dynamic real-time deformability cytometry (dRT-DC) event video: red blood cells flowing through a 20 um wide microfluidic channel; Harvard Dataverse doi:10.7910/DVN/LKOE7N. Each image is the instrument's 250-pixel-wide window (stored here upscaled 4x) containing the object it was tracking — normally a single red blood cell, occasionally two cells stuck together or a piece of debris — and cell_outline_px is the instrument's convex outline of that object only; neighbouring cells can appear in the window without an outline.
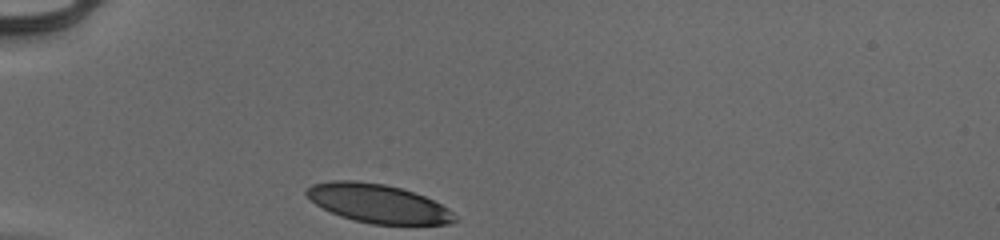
{"species": "human", "species_latin": "Homo sapiens", "temperature_condition": "cold", "stored_images_in_passage": 29, "camera_frame_rate_fps": 3000, "um_per_image_px": 0.085, "donor": {"sex": "male"}, "frame": {"image": 1, "passage_image": 1, "time_ms": 0.0, "image_size_px": [1000, 240], "cell_outline_px": [[460, 220], [448, 224], [372, 224], [352, 220], [340, 216], [316, 204], [304, 192], [312, 184], [332, 180], [352, 180], [384, 184], [400, 188], [424, 196], [448, 208]], "centroid_in_image_um": [32.14, 17.3], "position_along_channel_um": 52.9, "area_um2": 33.18}}
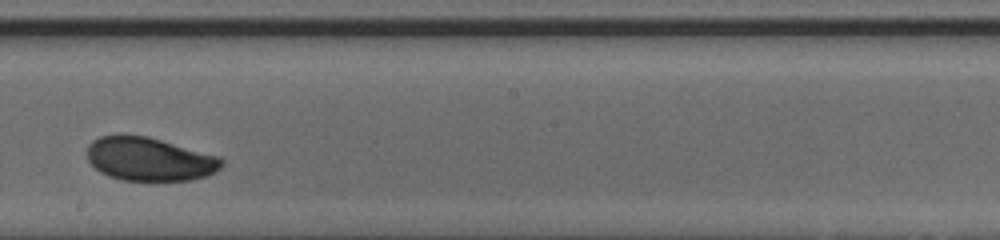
{"frame": {"image": 2, "passage_image": 17, "time_ms": 5.333, "image_size_px": [1000, 240], "cell_outline_px": [[224, 164], [216, 172], [208, 176], [192, 180], [124, 180], [108, 176], [100, 172], [88, 160], [88, 144], [92, 140], [100, 136], [120, 132], [148, 136], [220, 156], [224, 160]], "centroid_in_image_um": [12.71, 13.49], "position_along_channel_um": 235.5, "area_um2": 34.74}}
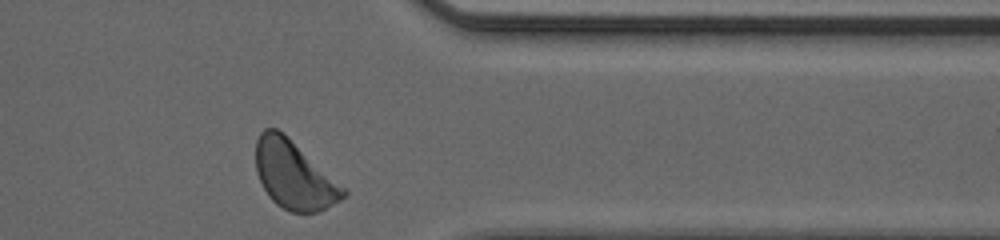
{"frame": {"image": 3, "passage_image": 29, "time_ms": 9.333, "image_size_px": [1000, 240], "cell_outline_px": [[348, 196], [316, 212], [292, 212], [276, 204], [268, 196], [256, 172], [256, 140], [260, 132], [264, 128], [276, 128], [344, 188], [348, 192]], "centroid_in_image_um": [24.94, 14.9], "position_along_channel_um": 386.5, "area_um2": 33.58}, "authors_computed_cell_mechanics": {"area_um2": 34.391, "velocity_mm_per_s": 3.8992, "shape_relaxation_time_tau1_ms": 2.0898, "shape_relaxation_time_tau2_ms": 5.83, "deformation_change_tau1": 0.0822, "deformation_change_tau2": 0.0812}}